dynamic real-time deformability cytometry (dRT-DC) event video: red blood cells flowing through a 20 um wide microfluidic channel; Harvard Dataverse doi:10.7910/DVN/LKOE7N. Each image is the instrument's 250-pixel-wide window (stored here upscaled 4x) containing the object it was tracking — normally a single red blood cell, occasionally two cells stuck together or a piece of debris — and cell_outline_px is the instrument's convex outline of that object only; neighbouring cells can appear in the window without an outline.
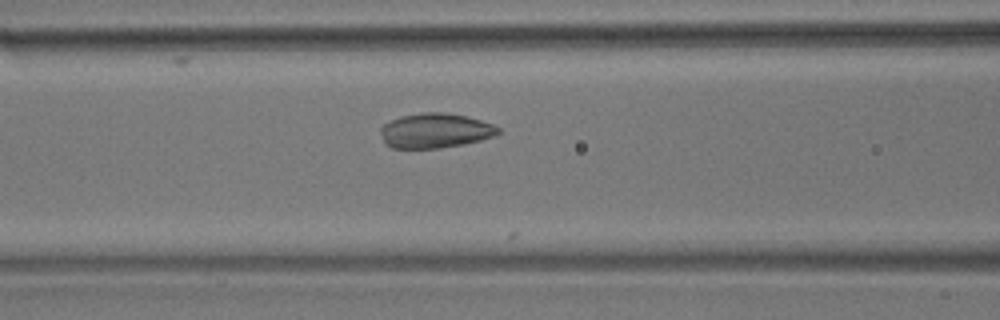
{"species": "common noctule bat (a hibernating species)", "species_latin": "Nyctalus noctula", "temperature_condition": "room temperature", "stored_images_in_passage": 7, "camera_frame_rate_fps": 3000, "um_per_image_px": 0.085, "animal": {"sex": "male", "body_mass_g": 17.9}, "frame": {"image": 1, "passage_image": 6, "time_ms": 5.667, "image_size_px": [1000, 320], "cell_outline_px": [[500, 132], [492, 136], [480, 140], [464, 144], [440, 148], [392, 148], [384, 144], [380, 132], [380, 128], [384, 124], [400, 116], [424, 112], [448, 112], [480, 120], [492, 124], [500, 128]], "centroid_in_image_um": [36.96, 11.11], "position_along_channel_um": 129.6, "area_um2": 23.81}}